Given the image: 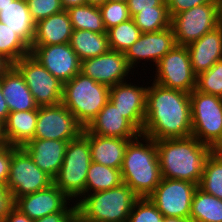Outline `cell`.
I'll return each mask as SVG.
<instances>
[{"label": "cell", "mask_w": 222, "mask_h": 222, "mask_svg": "<svg viewBox=\"0 0 222 222\" xmlns=\"http://www.w3.org/2000/svg\"><path fill=\"white\" fill-rule=\"evenodd\" d=\"M83 130L84 127L62 103L38 107L34 138L69 142L78 138Z\"/></svg>", "instance_id": "obj_13"}, {"label": "cell", "mask_w": 222, "mask_h": 222, "mask_svg": "<svg viewBox=\"0 0 222 222\" xmlns=\"http://www.w3.org/2000/svg\"><path fill=\"white\" fill-rule=\"evenodd\" d=\"M53 179L42 171L23 147L12 146V158L6 187L15 201L18 197L48 188Z\"/></svg>", "instance_id": "obj_8"}, {"label": "cell", "mask_w": 222, "mask_h": 222, "mask_svg": "<svg viewBox=\"0 0 222 222\" xmlns=\"http://www.w3.org/2000/svg\"><path fill=\"white\" fill-rule=\"evenodd\" d=\"M108 2V0H86V4L94 5V6H101L104 3Z\"/></svg>", "instance_id": "obj_50"}, {"label": "cell", "mask_w": 222, "mask_h": 222, "mask_svg": "<svg viewBox=\"0 0 222 222\" xmlns=\"http://www.w3.org/2000/svg\"><path fill=\"white\" fill-rule=\"evenodd\" d=\"M11 158H12V146L7 145L0 152V185L1 186H6L8 182Z\"/></svg>", "instance_id": "obj_41"}, {"label": "cell", "mask_w": 222, "mask_h": 222, "mask_svg": "<svg viewBox=\"0 0 222 222\" xmlns=\"http://www.w3.org/2000/svg\"><path fill=\"white\" fill-rule=\"evenodd\" d=\"M11 66V64L6 61L2 56H0V77L3 73Z\"/></svg>", "instance_id": "obj_48"}, {"label": "cell", "mask_w": 222, "mask_h": 222, "mask_svg": "<svg viewBox=\"0 0 222 222\" xmlns=\"http://www.w3.org/2000/svg\"><path fill=\"white\" fill-rule=\"evenodd\" d=\"M0 143H6L4 137V125L0 122Z\"/></svg>", "instance_id": "obj_51"}, {"label": "cell", "mask_w": 222, "mask_h": 222, "mask_svg": "<svg viewBox=\"0 0 222 222\" xmlns=\"http://www.w3.org/2000/svg\"><path fill=\"white\" fill-rule=\"evenodd\" d=\"M80 72L97 83L112 87L127 81L132 69L128 66L123 52L110 49L97 57L82 60Z\"/></svg>", "instance_id": "obj_17"}, {"label": "cell", "mask_w": 222, "mask_h": 222, "mask_svg": "<svg viewBox=\"0 0 222 222\" xmlns=\"http://www.w3.org/2000/svg\"><path fill=\"white\" fill-rule=\"evenodd\" d=\"M195 89L222 98V60L196 76Z\"/></svg>", "instance_id": "obj_35"}, {"label": "cell", "mask_w": 222, "mask_h": 222, "mask_svg": "<svg viewBox=\"0 0 222 222\" xmlns=\"http://www.w3.org/2000/svg\"><path fill=\"white\" fill-rule=\"evenodd\" d=\"M30 53V46L9 26L0 22V56L13 65Z\"/></svg>", "instance_id": "obj_32"}, {"label": "cell", "mask_w": 222, "mask_h": 222, "mask_svg": "<svg viewBox=\"0 0 222 222\" xmlns=\"http://www.w3.org/2000/svg\"><path fill=\"white\" fill-rule=\"evenodd\" d=\"M38 109L9 112L4 124V137L7 145L23 147L34 139Z\"/></svg>", "instance_id": "obj_26"}, {"label": "cell", "mask_w": 222, "mask_h": 222, "mask_svg": "<svg viewBox=\"0 0 222 222\" xmlns=\"http://www.w3.org/2000/svg\"><path fill=\"white\" fill-rule=\"evenodd\" d=\"M155 6H167L166 0H128L127 2L131 18L141 10H154Z\"/></svg>", "instance_id": "obj_40"}, {"label": "cell", "mask_w": 222, "mask_h": 222, "mask_svg": "<svg viewBox=\"0 0 222 222\" xmlns=\"http://www.w3.org/2000/svg\"><path fill=\"white\" fill-rule=\"evenodd\" d=\"M9 115V108L5 98L3 97L1 80H0V122L4 125Z\"/></svg>", "instance_id": "obj_45"}, {"label": "cell", "mask_w": 222, "mask_h": 222, "mask_svg": "<svg viewBox=\"0 0 222 222\" xmlns=\"http://www.w3.org/2000/svg\"><path fill=\"white\" fill-rule=\"evenodd\" d=\"M172 27L167 29L142 33L138 40L126 51L124 56L128 66L133 70L135 66L144 61H151L156 66L160 59L176 46Z\"/></svg>", "instance_id": "obj_16"}, {"label": "cell", "mask_w": 222, "mask_h": 222, "mask_svg": "<svg viewBox=\"0 0 222 222\" xmlns=\"http://www.w3.org/2000/svg\"><path fill=\"white\" fill-rule=\"evenodd\" d=\"M0 22L9 26L31 47L36 22L26 0H0Z\"/></svg>", "instance_id": "obj_24"}, {"label": "cell", "mask_w": 222, "mask_h": 222, "mask_svg": "<svg viewBox=\"0 0 222 222\" xmlns=\"http://www.w3.org/2000/svg\"><path fill=\"white\" fill-rule=\"evenodd\" d=\"M153 82L168 88L191 93L196 87V75L192 71L186 46L176 45L155 66Z\"/></svg>", "instance_id": "obj_10"}, {"label": "cell", "mask_w": 222, "mask_h": 222, "mask_svg": "<svg viewBox=\"0 0 222 222\" xmlns=\"http://www.w3.org/2000/svg\"><path fill=\"white\" fill-rule=\"evenodd\" d=\"M156 147L162 178L195 184H199L206 159L213 151L193 136L157 140Z\"/></svg>", "instance_id": "obj_2"}, {"label": "cell", "mask_w": 222, "mask_h": 222, "mask_svg": "<svg viewBox=\"0 0 222 222\" xmlns=\"http://www.w3.org/2000/svg\"><path fill=\"white\" fill-rule=\"evenodd\" d=\"M198 184L162 178L149 196L164 217H179L190 220L191 204Z\"/></svg>", "instance_id": "obj_12"}, {"label": "cell", "mask_w": 222, "mask_h": 222, "mask_svg": "<svg viewBox=\"0 0 222 222\" xmlns=\"http://www.w3.org/2000/svg\"><path fill=\"white\" fill-rule=\"evenodd\" d=\"M211 2H215V0H166V5L169 15L172 18L180 12Z\"/></svg>", "instance_id": "obj_39"}, {"label": "cell", "mask_w": 222, "mask_h": 222, "mask_svg": "<svg viewBox=\"0 0 222 222\" xmlns=\"http://www.w3.org/2000/svg\"><path fill=\"white\" fill-rule=\"evenodd\" d=\"M186 47L193 73L197 76L209 70L217 61L222 60V26L219 25Z\"/></svg>", "instance_id": "obj_20"}, {"label": "cell", "mask_w": 222, "mask_h": 222, "mask_svg": "<svg viewBox=\"0 0 222 222\" xmlns=\"http://www.w3.org/2000/svg\"><path fill=\"white\" fill-rule=\"evenodd\" d=\"M162 222H190V220L179 217H164Z\"/></svg>", "instance_id": "obj_49"}, {"label": "cell", "mask_w": 222, "mask_h": 222, "mask_svg": "<svg viewBox=\"0 0 222 222\" xmlns=\"http://www.w3.org/2000/svg\"><path fill=\"white\" fill-rule=\"evenodd\" d=\"M108 1L122 2V3H127L128 2V0H108Z\"/></svg>", "instance_id": "obj_53"}, {"label": "cell", "mask_w": 222, "mask_h": 222, "mask_svg": "<svg viewBox=\"0 0 222 222\" xmlns=\"http://www.w3.org/2000/svg\"><path fill=\"white\" fill-rule=\"evenodd\" d=\"M190 103L192 136L222 152V98L194 89Z\"/></svg>", "instance_id": "obj_7"}, {"label": "cell", "mask_w": 222, "mask_h": 222, "mask_svg": "<svg viewBox=\"0 0 222 222\" xmlns=\"http://www.w3.org/2000/svg\"><path fill=\"white\" fill-rule=\"evenodd\" d=\"M31 55L63 84L80 72L81 61L69 43L31 45Z\"/></svg>", "instance_id": "obj_15"}, {"label": "cell", "mask_w": 222, "mask_h": 222, "mask_svg": "<svg viewBox=\"0 0 222 222\" xmlns=\"http://www.w3.org/2000/svg\"><path fill=\"white\" fill-rule=\"evenodd\" d=\"M67 143V141L34 138L26 143L23 148L33 162L54 179L63 163Z\"/></svg>", "instance_id": "obj_21"}, {"label": "cell", "mask_w": 222, "mask_h": 222, "mask_svg": "<svg viewBox=\"0 0 222 222\" xmlns=\"http://www.w3.org/2000/svg\"><path fill=\"white\" fill-rule=\"evenodd\" d=\"M106 30L131 18L127 3L108 1L99 6Z\"/></svg>", "instance_id": "obj_37"}, {"label": "cell", "mask_w": 222, "mask_h": 222, "mask_svg": "<svg viewBox=\"0 0 222 222\" xmlns=\"http://www.w3.org/2000/svg\"><path fill=\"white\" fill-rule=\"evenodd\" d=\"M133 19L142 33L156 32L171 26L167 6H155L154 10H141Z\"/></svg>", "instance_id": "obj_34"}, {"label": "cell", "mask_w": 222, "mask_h": 222, "mask_svg": "<svg viewBox=\"0 0 222 222\" xmlns=\"http://www.w3.org/2000/svg\"><path fill=\"white\" fill-rule=\"evenodd\" d=\"M13 66L23 76L36 104L52 106L61 103L63 83L54 77L31 54L22 57Z\"/></svg>", "instance_id": "obj_9"}, {"label": "cell", "mask_w": 222, "mask_h": 222, "mask_svg": "<svg viewBox=\"0 0 222 222\" xmlns=\"http://www.w3.org/2000/svg\"><path fill=\"white\" fill-rule=\"evenodd\" d=\"M139 197L125 183L75 200L78 222H127Z\"/></svg>", "instance_id": "obj_4"}, {"label": "cell", "mask_w": 222, "mask_h": 222, "mask_svg": "<svg viewBox=\"0 0 222 222\" xmlns=\"http://www.w3.org/2000/svg\"><path fill=\"white\" fill-rule=\"evenodd\" d=\"M61 3L64 10H67L68 8H71L74 6L85 5L86 0H61Z\"/></svg>", "instance_id": "obj_46"}, {"label": "cell", "mask_w": 222, "mask_h": 222, "mask_svg": "<svg viewBox=\"0 0 222 222\" xmlns=\"http://www.w3.org/2000/svg\"><path fill=\"white\" fill-rule=\"evenodd\" d=\"M2 222H34V220L13 206Z\"/></svg>", "instance_id": "obj_44"}, {"label": "cell", "mask_w": 222, "mask_h": 222, "mask_svg": "<svg viewBox=\"0 0 222 222\" xmlns=\"http://www.w3.org/2000/svg\"><path fill=\"white\" fill-rule=\"evenodd\" d=\"M143 135L157 140L192 136L190 93L162 87H147Z\"/></svg>", "instance_id": "obj_1"}, {"label": "cell", "mask_w": 222, "mask_h": 222, "mask_svg": "<svg viewBox=\"0 0 222 222\" xmlns=\"http://www.w3.org/2000/svg\"><path fill=\"white\" fill-rule=\"evenodd\" d=\"M127 82L110 87L109 101L142 133L148 86Z\"/></svg>", "instance_id": "obj_18"}, {"label": "cell", "mask_w": 222, "mask_h": 222, "mask_svg": "<svg viewBox=\"0 0 222 222\" xmlns=\"http://www.w3.org/2000/svg\"><path fill=\"white\" fill-rule=\"evenodd\" d=\"M215 1H216L218 24L222 26V0H215Z\"/></svg>", "instance_id": "obj_47"}, {"label": "cell", "mask_w": 222, "mask_h": 222, "mask_svg": "<svg viewBox=\"0 0 222 222\" xmlns=\"http://www.w3.org/2000/svg\"><path fill=\"white\" fill-rule=\"evenodd\" d=\"M123 183L120 169L91 161L86 179L85 195L106 191Z\"/></svg>", "instance_id": "obj_29"}, {"label": "cell", "mask_w": 222, "mask_h": 222, "mask_svg": "<svg viewBox=\"0 0 222 222\" xmlns=\"http://www.w3.org/2000/svg\"><path fill=\"white\" fill-rule=\"evenodd\" d=\"M3 97L9 112L38 109L34 97L20 72L11 65L0 77Z\"/></svg>", "instance_id": "obj_22"}, {"label": "cell", "mask_w": 222, "mask_h": 222, "mask_svg": "<svg viewBox=\"0 0 222 222\" xmlns=\"http://www.w3.org/2000/svg\"><path fill=\"white\" fill-rule=\"evenodd\" d=\"M86 129L103 137H117L132 140L141 132L108 101Z\"/></svg>", "instance_id": "obj_19"}, {"label": "cell", "mask_w": 222, "mask_h": 222, "mask_svg": "<svg viewBox=\"0 0 222 222\" xmlns=\"http://www.w3.org/2000/svg\"><path fill=\"white\" fill-rule=\"evenodd\" d=\"M216 1L198 5L171 18L176 44L187 46L218 27Z\"/></svg>", "instance_id": "obj_11"}, {"label": "cell", "mask_w": 222, "mask_h": 222, "mask_svg": "<svg viewBox=\"0 0 222 222\" xmlns=\"http://www.w3.org/2000/svg\"><path fill=\"white\" fill-rule=\"evenodd\" d=\"M26 2L35 22L64 10L61 0H26Z\"/></svg>", "instance_id": "obj_38"}, {"label": "cell", "mask_w": 222, "mask_h": 222, "mask_svg": "<svg viewBox=\"0 0 222 222\" xmlns=\"http://www.w3.org/2000/svg\"><path fill=\"white\" fill-rule=\"evenodd\" d=\"M163 219L156 205L149 197H145L135 201L127 222H162Z\"/></svg>", "instance_id": "obj_36"}, {"label": "cell", "mask_w": 222, "mask_h": 222, "mask_svg": "<svg viewBox=\"0 0 222 222\" xmlns=\"http://www.w3.org/2000/svg\"><path fill=\"white\" fill-rule=\"evenodd\" d=\"M7 146V143H0V152Z\"/></svg>", "instance_id": "obj_52"}, {"label": "cell", "mask_w": 222, "mask_h": 222, "mask_svg": "<svg viewBox=\"0 0 222 222\" xmlns=\"http://www.w3.org/2000/svg\"><path fill=\"white\" fill-rule=\"evenodd\" d=\"M13 206L14 200L11 192L6 186L0 185V222L3 221Z\"/></svg>", "instance_id": "obj_42"}, {"label": "cell", "mask_w": 222, "mask_h": 222, "mask_svg": "<svg viewBox=\"0 0 222 222\" xmlns=\"http://www.w3.org/2000/svg\"><path fill=\"white\" fill-rule=\"evenodd\" d=\"M121 174L123 183L139 198L149 197L162 179L156 141L143 134L130 140L123 158Z\"/></svg>", "instance_id": "obj_3"}, {"label": "cell", "mask_w": 222, "mask_h": 222, "mask_svg": "<svg viewBox=\"0 0 222 222\" xmlns=\"http://www.w3.org/2000/svg\"><path fill=\"white\" fill-rule=\"evenodd\" d=\"M34 222H78L77 212H58L34 220Z\"/></svg>", "instance_id": "obj_43"}, {"label": "cell", "mask_w": 222, "mask_h": 222, "mask_svg": "<svg viewBox=\"0 0 222 222\" xmlns=\"http://www.w3.org/2000/svg\"><path fill=\"white\" fill-rule=\"evenodd\" d=\"M190 222H222V200L197 188L192 199Z\"/></svg>", "instance_id": "obj_28"}, {"label": "cell", "mask_w": 222, "mask_h": 222, "mask_svg": "<svg viewBox=\"0 0 222 222\" xmlns=\"http://www.w3.org/2000/svg\"><path fill=\"white\" fill-rule=\"evenodd\" d=\"M72 25L66 10L36 22L31 45H55L69 43Z\"/></svg>", "instance_id": "obj_25"}, {"label": "cell", "mask_w": 222, "mask_h": 222, "mask_svg": "<svg viewBox=\"0 0 222 222\" xmlns=\"http://www.w3.org/2000/svg\"><path fill=\"white\" fill-rule=\"evenodd\" d=\"M66 11L73 30H90L95 33H107L98 6L85 4L68 8Z\"/></svg>", "instance_id": "obj_30"}, {"label": "cell", "mask_w": 222, "mask_h": 222, "mask_svg": "<svg viewBox=\"0 0 222 222\" xmlns=\"http://www.w3.org/2000/svg\"><path fill=\"white\" fill-rule=\"evenodd\" d=\"M90 163L89 140L83 134L67 143L63 163L53 183L73 202L85 196Z\"/></svg>", "instance_id": "obj_6"}, {"label": "cell", "mask_w": 222, "mask_h": 222, "mask_svg": "<svg viewBox=\"0 0 222 222\" xmlns=\"http://www.w3.org/2000/svg\"><path fill=\"white\" fill-rule=\"evenodd\" d=\"M198 188L222 200V152L213 150L204 165Z\"/></svg>", "instance_id": "obj_31"}, {"label": "cell", "mask_w": 222, "mask_h": 222, "mask_svg": "<svg viewBox=\"0 0 222 222\" xmlns=\"http://www.w3.org/2000/svg\"><path fill=\"white\" fill-rule=\"evenodd\" d=\"M69 44L80 61L97 57L110 50L107 33L73 30Z\"/></svg>", "instance_id": "obj_27"}, {"label": "cell", "mask_w": 222, "mask_h": 222, "mask_svg": "<svg viewBox=\"0 0 222 222\" xmlns=\"http://www.w3.org/2000/svg\"><path fill=\"white\" fill-rule=\"evenodd\" d=\"M82 134L89 140L91 161L121 170L127 144L130 140L99 136L90 133L86 128Z\"/></svg>", "instance_id": "obj_23"}, {"label": "cell", "mask_w": 222, "mask_h": 222, "mask_svg": "<svg viewBox=\"0 0 222 222\" xmlns=\"http://www.w3.org/2000/svg\"><path fill=\"white\" fill-rule=\"evenodd\" d=\"M70 201L71 205L68 204V202L71 203ZM14 206L32 220L52 213L77 212L76 203L69 199L54 183L46 189L18 197L14 201Z\"/></svg>", "instance_id": "obj_14"}, {"label": "cell", "mask_w": 222, "mask_h": 222, "mask_svg": "<svg viewBox=\"0 0 222 222\" xmlns=\"http://www.w3.org/2000/svg\"><path fill=\"white\" fill-rule=\"evenodd\" d=\"M110 87L79 72L63 84L61 103L86 128L109 101Z\"/></svg>", "instance_id": "obj_5"}, {"label": "cell", "mask_w": 222, "mask_h": 222, "mask_svg": "<svg viewBox=\"0 0 222 222\" xmlns=\"http://www.w3.org/2000/svg\"><path fill=\"white\" fill-rule=\"evenodd\" d=\"M133 18L107 30L111 50L125 52L141 36Z\"/></svg>", "instance_id": "obj_33"}]
</instances>
